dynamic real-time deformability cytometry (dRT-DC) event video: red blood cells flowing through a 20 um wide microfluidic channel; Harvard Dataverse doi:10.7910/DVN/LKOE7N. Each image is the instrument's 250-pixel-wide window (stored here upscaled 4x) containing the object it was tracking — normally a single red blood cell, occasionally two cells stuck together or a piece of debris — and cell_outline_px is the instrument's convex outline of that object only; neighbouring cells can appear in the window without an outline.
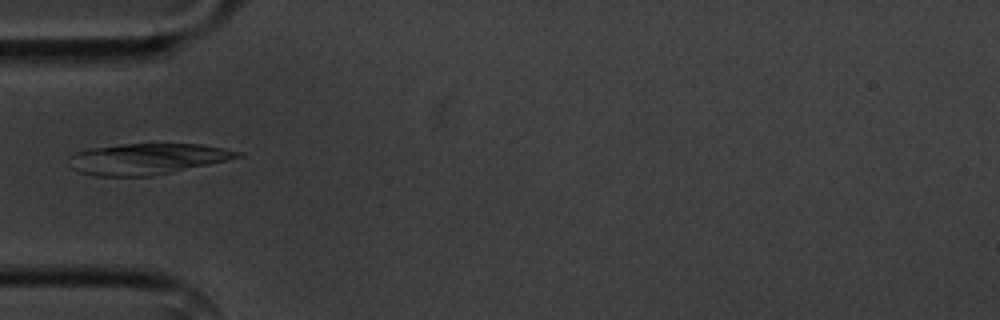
{"species": "common noctule bat (a hibernating species)", "species_latin": "Nyctalus noctula", "temperature_condition": "cold", "stored_images_in_passage": 2, "camera_frame_rate_fps": 3000, "um_per_image_px": 0.085, "animal": {"sex": "male", "body_mass_g": 20.1, "forearm_length_mm": 53.5}, "frame": {"image": 1, "passage_image": 2, "time_ms": 2.0, "image_size_px": [1000, 320], "cell_outline_px": [[244, 156], [228, 160], [172, 172], [152, 176], [96, 176], [80, 172], [72, 168], [68, 156], [76, 152], [92, 148], [120, 144], [200, 144], [224, 148], [244, 152]], "centroid_in_image_um": [12.53, 13.5], "position_along_channel_um": 72.5, "area_um2": 30.4}}